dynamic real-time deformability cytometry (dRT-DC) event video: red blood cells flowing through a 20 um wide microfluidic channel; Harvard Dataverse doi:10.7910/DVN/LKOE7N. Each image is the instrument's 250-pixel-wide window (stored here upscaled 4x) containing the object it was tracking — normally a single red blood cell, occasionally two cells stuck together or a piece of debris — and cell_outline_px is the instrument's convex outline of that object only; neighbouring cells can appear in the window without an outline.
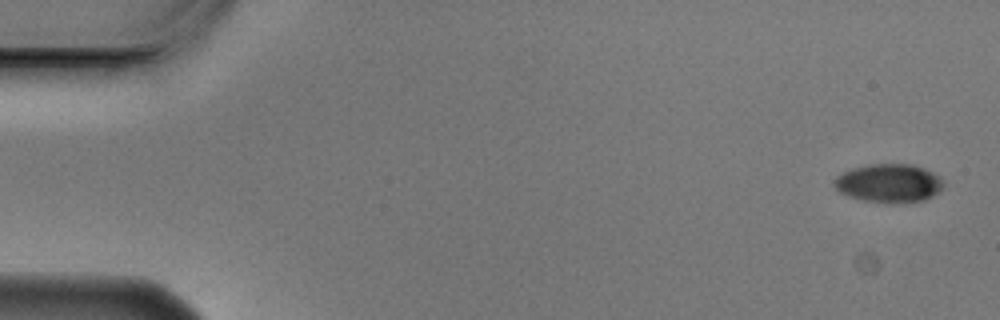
{"species": "Egyptian fruit bat (a non-hibernating species)", "species_latin": "Rousettus aegyptiacus", "temperature_condition": "cold", "stored_images_in_passage": 5, "camera_frame_rate_fps": 3000, "um_per_image_px": 0.085, "animal": {"sex": "male"}, "frame": {"image": 1, "passage_image": 1, "time_ms": 0.0, "image_size_px": [1000, 320], "cell_outline_px": [[944, 188], [940, 192], [924, 200], [864, 200], [848, 196], [840, 192], [832, 184], [836, 176], [844, 172], [868, 164], [912, 164], [924, 168], [940, 176], [944, 180]], "centroid_in_image_um": [75.59, 15.52], "position_along_channel_um": 9.4, "area_um2": 23.87}}
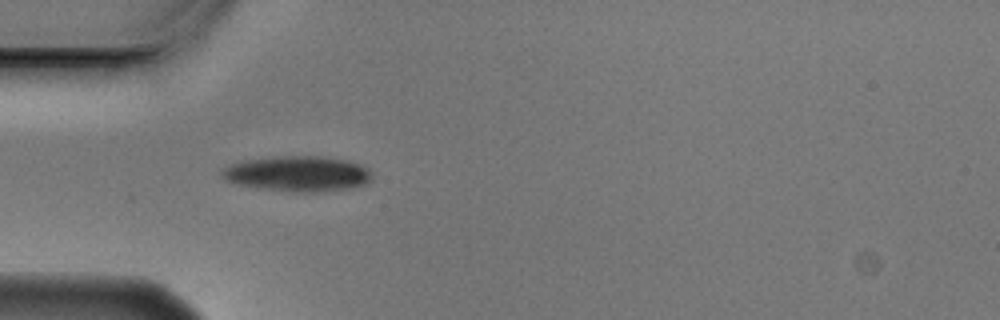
{"frame": {"image": 2, "passage_image": 5, "time_ms": 1.333, "image_size_px": [1000, 320], "cell_outline_px": [[372, 180], [368, 184], [352, 188], [316, 192], [292, 192], [260, 188], [236, 184], [224, 180], [220, 172], [224, 168], [240, 160], [276, 156], [320, 156], [344, 160], [360, 164], [368, 168], [372, 172]], "centroid_in_image_um": [25.31, 14.77], "position_along_channel_um": 59.7, "area_um2": 31.33}}